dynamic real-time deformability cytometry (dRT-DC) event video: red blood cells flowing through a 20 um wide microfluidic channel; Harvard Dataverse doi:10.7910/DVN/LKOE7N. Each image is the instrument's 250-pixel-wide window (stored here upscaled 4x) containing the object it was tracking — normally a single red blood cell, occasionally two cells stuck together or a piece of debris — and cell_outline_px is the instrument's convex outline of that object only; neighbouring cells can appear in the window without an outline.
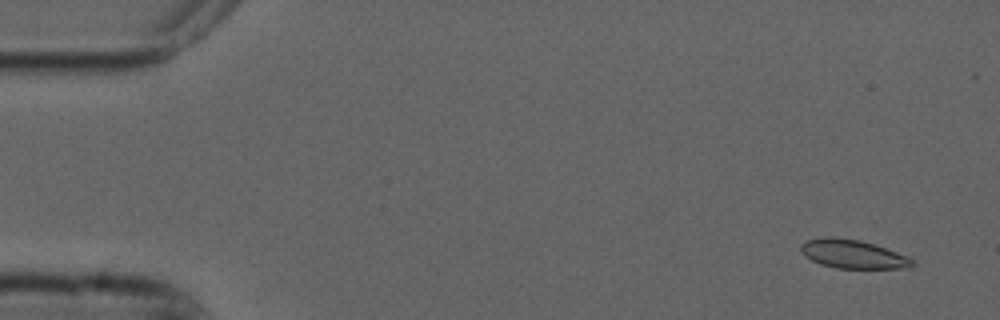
{"species": "common noctule bat (a hibernating species)", "species_latin": "Nyctalus noctula", "temperature_condition": "cold", "stored_images_in_passage": 30, "camera_frame_rate_fps": 3000, "um_per_image_px": 0.085, "animal": {"sex": "male", "forearm_length_mm": 52.5}, "frame": {"image": 1, "passage_image": 3, "time_ms": 0.667, "image_size_px": [1000, 320], "cell_outline_px": [[916, 264], [912, 268], [836, 268], [820, 264], [804, 256], [800, 248], [800, 244], [808, 240], [824, 236], [832, 236], [860, 240], [876, 244], [908, 256], [916, 260]], "centroid_in_image_um": [72.54, 21.59], "position_along_channel_um": 12.5, "area_um2": 18.96}}
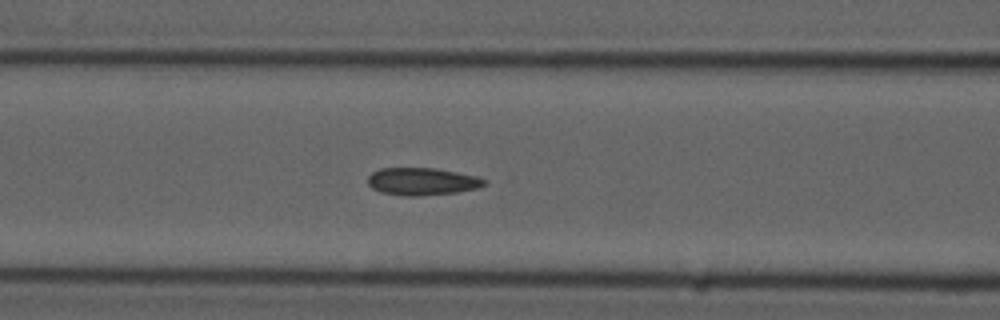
{"frame": {"image": 2, "passage_image": 22, "time_ms": 7.0, "image_size_px": [1000, 320], "cell_outline_px": [[488, 180], [484, 184], [476, 188], [456, 192], [420, 196], [404, 196], [380, 192], [372, 188], [368, 184], [368, 176], [372, 172], [380, 168], [432, 168], [456, 172], [476, 176]], "centroid_in_image_um": [35.84, 15.42], "position_along_channel_um": 130.8, "area_um2": 18.55}}
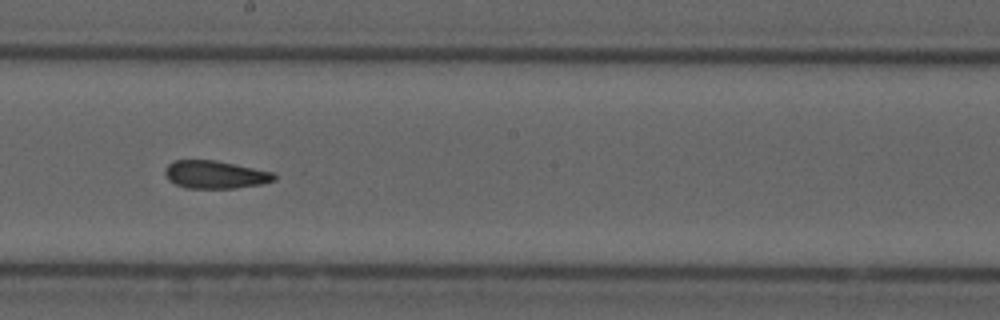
{"frame": {"image": 3, "passage_image": 30, "time_ms": 9.667, "image_size_px": [1000, 320], "cell_outline_px": [[276, 180], [260, 184], [236, 188], [184, 188], [168, 180], [164, 172], [164, 168], [168, 164], [176, 160], [216, 160], [276, 172]], "centroid_in_image_um": [18.31, 14.83], "position_along_channel_um": 229.9, "area_um2": 17.92}}